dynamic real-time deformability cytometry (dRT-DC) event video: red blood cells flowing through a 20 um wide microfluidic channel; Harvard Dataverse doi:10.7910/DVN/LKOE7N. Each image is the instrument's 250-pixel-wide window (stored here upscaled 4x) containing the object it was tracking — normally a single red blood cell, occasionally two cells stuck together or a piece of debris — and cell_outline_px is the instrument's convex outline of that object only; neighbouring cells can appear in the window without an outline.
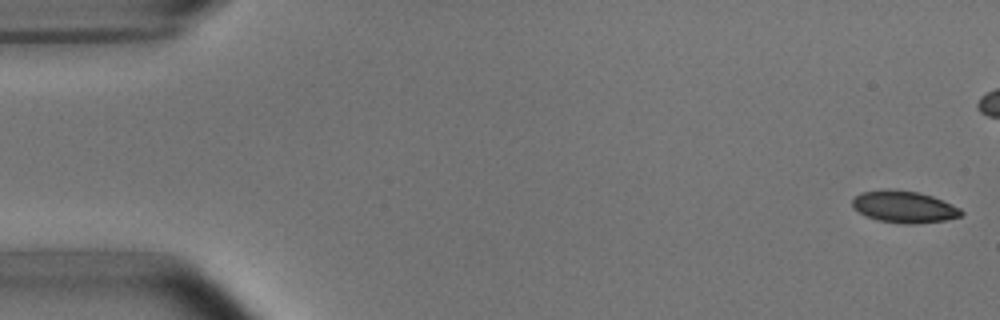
{"species": "common noctule bat (a hibernating species)", "species_latin": "Nyctalus noctula", "temperature_condition": "room temperature", "stored_images_in_passage": 5, "camera_frame_rate_fps": 3000, "um_per_image_px": 0.085, "animal": {"sex": "male", "body_mass_g": 15.6}, "frame": {"image": 1, "passage_image": 1, "time_ms": 0.0, "image_size_px": [1000, 320], "cell_outline_px": [[964, 212], [960, 216], [944, 220], [916, 224], [904, 224], [876, 220], [864, 216], [852, 208], [852, 200], [860, 192], [916, 192], [932, 196], [952, 204], [960, 208]], "centroid_in_image_um": [76.85, 17.64], "position_along_channel_um": 8.1, "area_um2": 19.59}}